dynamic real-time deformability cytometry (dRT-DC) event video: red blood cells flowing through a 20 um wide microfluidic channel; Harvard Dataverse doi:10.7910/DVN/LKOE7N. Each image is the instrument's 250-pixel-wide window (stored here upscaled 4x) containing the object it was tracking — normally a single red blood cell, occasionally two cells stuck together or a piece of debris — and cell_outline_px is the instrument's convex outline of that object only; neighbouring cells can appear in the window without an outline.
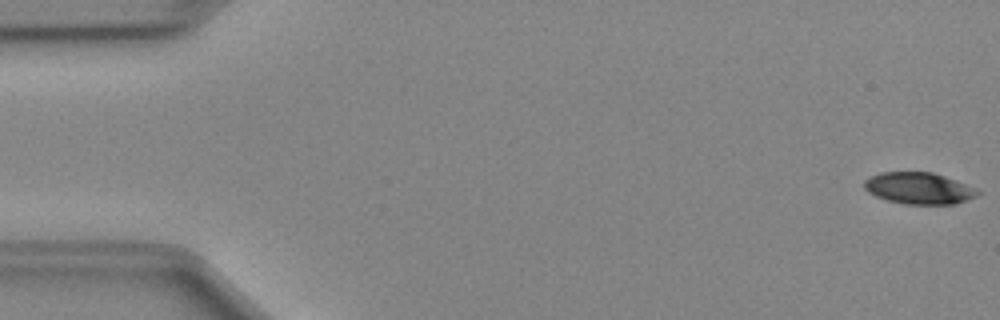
{"species": "Egyptian fruit bat (a non-hibernating species)", "species_latin": "Rousettus aegyptiacus", "temperature_condition": "cold", "stored_images_in_passage": 11, "camera_frame_rate_fps": 3000, "um_per_image_px": 0.085, "animal": {"sex": "female"}, "frame": {"image": 1, "passage_image": 1, "time_ms": 0.0, "image_size_px": [1000, 320], "cell_outline_px": [[980, 192], [976, 196], [956, 204], [904, 204], [888, 200], [876, 196], [868, 192], [864, 188], [864, 180], [868, 176], [880, 172], [932, 172], [956, 180]], "centroid_in_image_um": [78.04, 16.0], "position_along_channel_um": 7.0, "area_um2": 20.75}}